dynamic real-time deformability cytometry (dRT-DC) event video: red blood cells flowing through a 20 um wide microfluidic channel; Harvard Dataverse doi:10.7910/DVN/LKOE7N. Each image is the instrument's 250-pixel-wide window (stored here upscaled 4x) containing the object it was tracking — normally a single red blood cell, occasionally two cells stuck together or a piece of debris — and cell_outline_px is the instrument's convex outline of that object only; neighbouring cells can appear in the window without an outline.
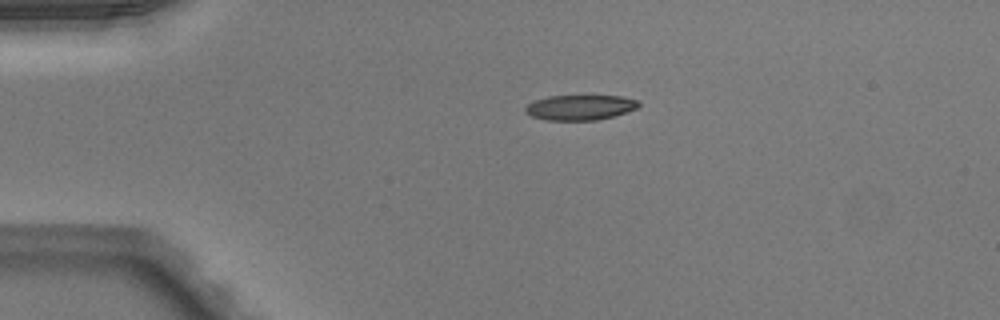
{"species": "Egyptian fruit bat (a non-hibernating species)", "species_latin": "Rousettus aegyptiacus", "temperature_condition": "warm", "stored_images_in_passage": 40, "camera_frame_rate_fps": 3000, "um_per_image_px": 0.085, "animal": {"sex": "male"}, "frame": {"image": 1, "passage_image": 1, "time_ms": 0.0, "image_size_px": [1000, 320], "cell_outline_px": [[640, 104], [636, 108], [612, 116], [596, 120], [544, 120], [532, 116], [524, 112], [524, 108], [528, 104], [536, 100], [548, 96], [620, 96], [636, 100]], "centroid_in_image_um": [49.25, 9.13], "position_along_channel_um": 35.8, "area_um2": 16.36}}
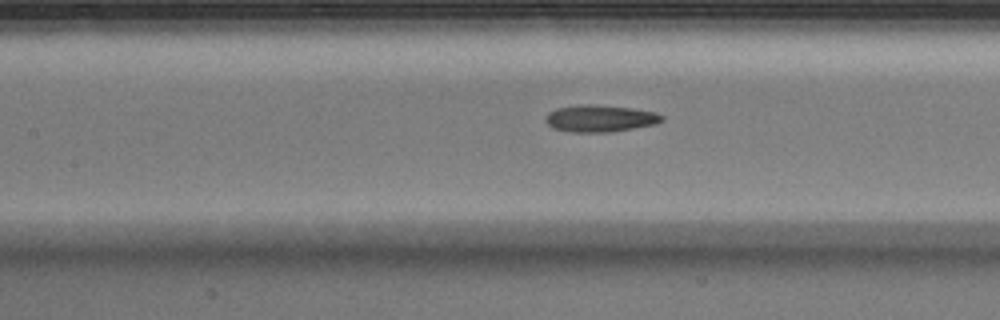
{"frame": {"image": 2, "passage_image": 13, "time_ms": 4.0, "image_size_px": [1000, 320], "cell_outline_px": [[664, 120], [656, 124], [612, 132], [572, 132], [552, 128], [544, 120], [548, 112], [556, 108], [580, 104], [592, 104], [632, 108], [656, 112], [664, 116]], "centroid_in_image_um": [51.01, 10.06], "position_along_channel_um": 156.4, "area_um2": 18.44}}
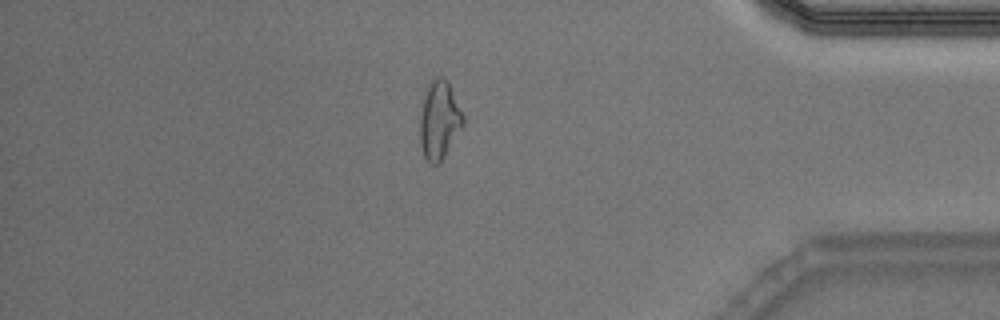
{"frame": {"image": 3, "passage_image": 33, "time_ms": 10.667, "image_size_px": [1000, 320], "cell_outline_px": [[464, 124], [444, 156], [436, 164], [432, 164], [424, 156], [420, 144], [420, 116], [424, 96], [432, 80], [440, 76], [444, 76], [448, 80], [464, 116]], "centroid_in_image_um": [37.35, 10.19], "position_along_channel_um": 397.9, "area_um2": 19.36}, "authors_computed_cell_mechanics": {"area_um2": 18.0336, "velocity_mm_per_s": 4.0619, "shape_relaxation_time_tau1_ms": null, "shape_relaxation_time_tau2_ms": 3.6407, "deformation_change_tau1": null, "deformation_change_tau2": 0.1235}}